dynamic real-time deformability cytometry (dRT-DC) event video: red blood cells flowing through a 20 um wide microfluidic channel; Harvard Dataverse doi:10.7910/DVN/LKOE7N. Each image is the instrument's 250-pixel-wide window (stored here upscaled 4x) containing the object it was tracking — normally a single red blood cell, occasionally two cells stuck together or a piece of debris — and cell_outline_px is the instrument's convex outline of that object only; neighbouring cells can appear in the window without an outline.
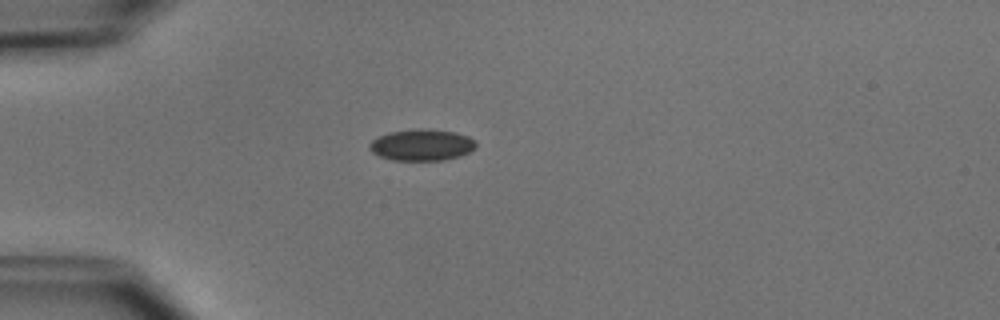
{"species": "common noctule bat (a hibernating species)", "species_latin": "Nyctalus noctula", "temperature_condition": "cold", "stored_images_in_passage": 2, "camera_frame_rate_fps": 3000, "um_per_image_px": 0.085, "animal": {"sex": "male", "body_mass_g": 15.6}, "frame": {"image": 1, "passage_image": 2, "time_ms": 1.333, "image_size_px": [1000, 320], "cell_outline_px": [[476, 148], [460, 156], [444, 160], [392, 160], [380, 156], [372, 152], [368, 148], [368, 144], [372, 140], [388, 132], [416, 128], [424, 128], [456, 132], [468, 136], [476, 140]], "centroid_in_image_um": [35.86, 12.31], "position_along_channel_um": 49.1, "area_um2": 19.71}}